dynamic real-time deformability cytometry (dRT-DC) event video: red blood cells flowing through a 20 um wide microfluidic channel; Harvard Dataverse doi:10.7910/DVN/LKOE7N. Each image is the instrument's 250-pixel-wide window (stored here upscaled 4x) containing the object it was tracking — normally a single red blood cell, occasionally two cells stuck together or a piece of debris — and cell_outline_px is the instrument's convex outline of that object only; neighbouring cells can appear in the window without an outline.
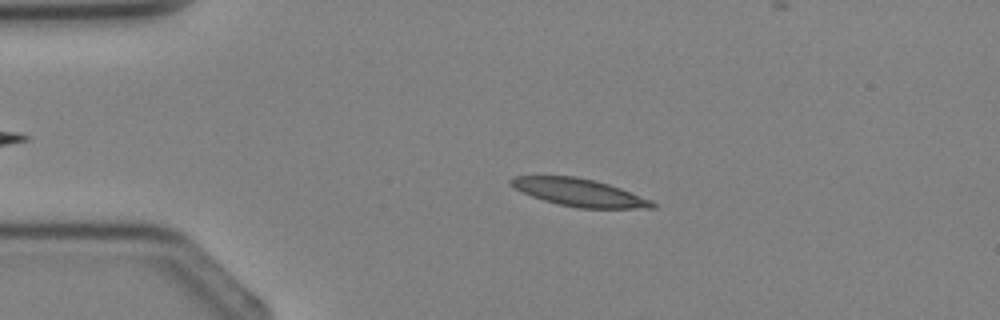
{"species": "Egyptian fruit bat (a non-hibernating species)", "species_latin": "Rousettus aegyptiacus", "temperature_condition": "cold", "stored_images_in_passage": 4, "camera_frame_rate_fps": 3000, "um_per_image_px": 0.085, "animal": {"sex": "female"}, "frame": {"image": 1, "passage_image": 3, "time_ms": 2.333, "image_size_px": [1000, 320], "cell_outline_px": [[656, 208], [580, 208], [560, 204], [544, 200], [532, 196], [508, 184], [508, 180], [512, 176], [576, 176], [596, 180], [620, 188], [652, 200], [656, 204]], "centroid_in_image_um": [49.24, 16.35], "position_along_channel_um": 35.8, "area_um2": 22.6}}
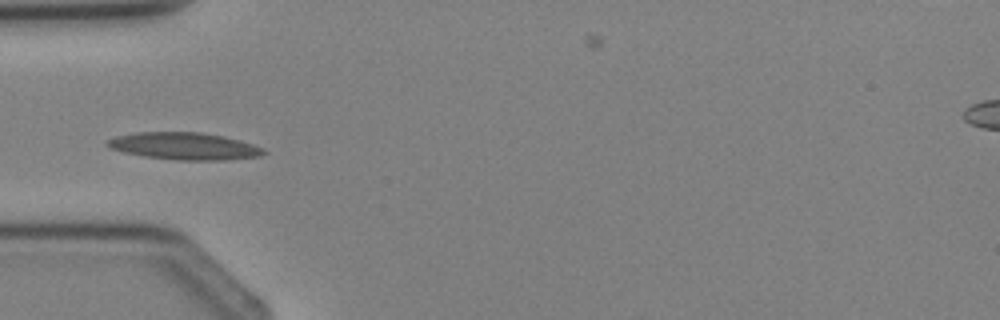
{"frame": {"image": 2, "passage_image": 4, "time_ms": 3.667, "image_size_px": [1000, 320], "cell_outline_px": [[268, 152], [260, 156], [224, 160], [176, 160], [144, 156], [124, 152], [112, 148], [104, 144], [108, 140], [116, 136], [136, 132], [200, 132], [224, 136], [240, 140], [264, 148]], "centroid_in_image_um": [15.69, 12.42], "position_along_channel_um": 69.3, "area_um2": 24.74}}